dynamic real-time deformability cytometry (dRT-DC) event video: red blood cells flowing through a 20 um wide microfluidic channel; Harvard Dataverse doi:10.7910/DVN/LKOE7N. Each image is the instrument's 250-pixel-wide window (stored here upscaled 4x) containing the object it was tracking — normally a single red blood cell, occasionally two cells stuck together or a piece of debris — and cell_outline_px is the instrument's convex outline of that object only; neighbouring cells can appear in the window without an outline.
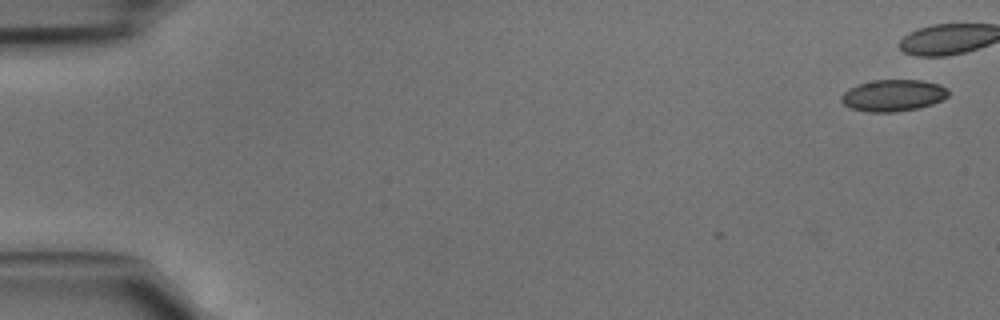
{"species": "common noctule bat (a hibernating species)", "species_latin": "Nyctalus noctula", "temperature_condition": "cold", "stored_images_in_passage": 2, "camera_frame_rate_fps": 3000, "um_per_image_px": 0.085, "animal": {"sex": "male", "body_mass_g": 15.6}, "frame": {"image": 1, "passage_image": 2, "time_ms": 0.333, "image_size_px": [1000, 320], "cell_outline_px": [[948, 96], [944, 100], [920, 108], [896, 112], [868, 112], [852, 108], [844, 104], [840, 100], [840, 96], [848, 88], [856, 84], [872, 80], [920, 80], [940, 84], [948, 88]], "centroid_in_image_um": [75.93, 8.11], "position_along_channel_um": 9.1, "area_um2": 20.06}}